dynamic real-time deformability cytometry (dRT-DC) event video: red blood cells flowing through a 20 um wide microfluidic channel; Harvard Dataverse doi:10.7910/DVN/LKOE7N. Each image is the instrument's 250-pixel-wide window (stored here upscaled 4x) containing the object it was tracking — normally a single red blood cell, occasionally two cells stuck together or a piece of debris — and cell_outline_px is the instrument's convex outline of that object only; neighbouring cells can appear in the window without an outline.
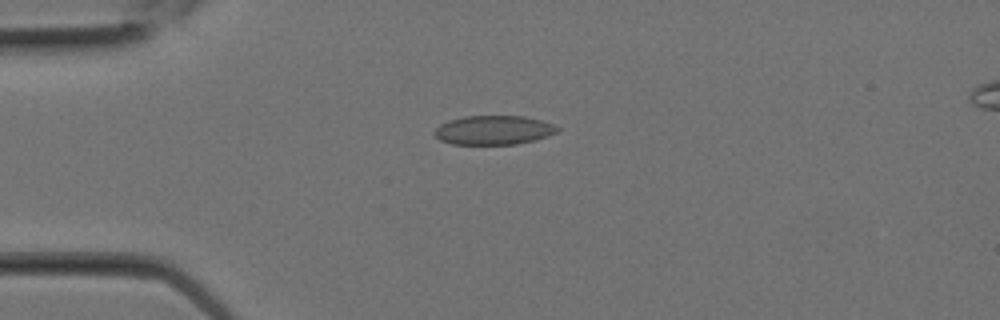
{"species": "Egyptian fruit bat (a non-hibernating species)", "species_latin": "Rousettus aegyptiacus", "temperature_condition": "room temperature", "stored_images_in_passage": 16, "camera_frame_rate_fps": 3000, "um_per_image_px": 0.085, "animal": {"sex": "female"}, "frame": {"image": 1, "passage_image": 1, "time_ms": 0.0, "image_size_px": [1000, 320], "cell_outline_px": [[560, 128], [556, 132], [548, 136], [516, 144], [452, 144], [440, 140], [436, 136], [436, 128], [440, 124], [448, 120], [464, 116], [524, 116], [544, 120], [556, 124]], "centroid_in_image_um": [42.0, 11.04], "position_along_channel_um": 43.0, "area_um2": 20.87}}
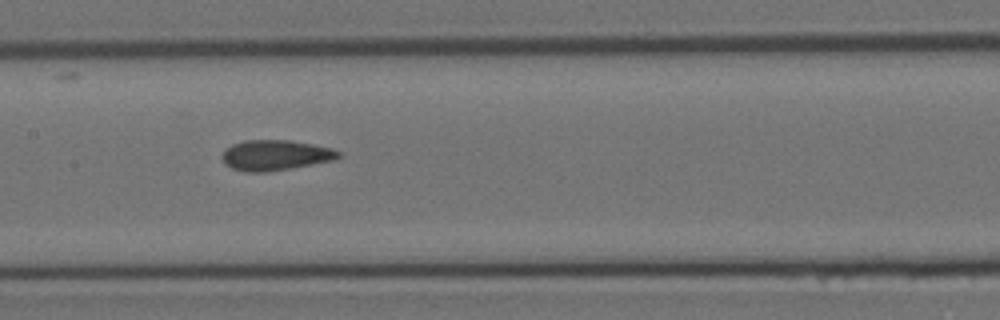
{"frame": {"image": 2, "passage_image": 7, "time_ms": 2.0, "image_size_px": [1000, 320], "cell_outline_px": [[344, 156], [336, 160], [268, 172], [244, 172], [232, 168], [224, 164], [220, 156], [224, 148], [232, 144], [244, 140], [292, 140], [332, 148], [340, 152]], "centroid_in_image_um": [23.4, 13.19], "position_along_channel_um": 184.0, "area_um2": 21.04}}
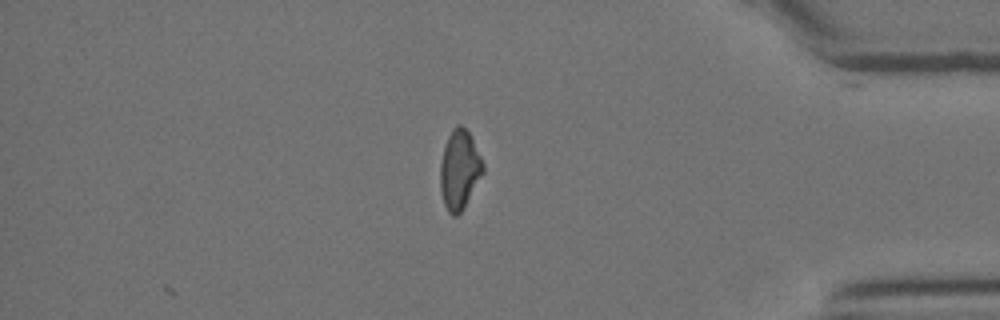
{"frame": {"image": 3, "passage_image": 16, "time_ms": 5.0, "image_size_px": [1000, 320], "cell_outline_px": [[484, 172], [464, 208], [456, 216], [452, 216], [448, 212], [444, 204], [440, 192], [440, 164], [444, 148], [448, 136], [452, 128], [456, 124], [460, 124], [468, 132], [484, 164]], "centroid_in_image_um": [39.04, 14.45], "position_along_channel_um": 396.2, "area_um2": 19.71}}